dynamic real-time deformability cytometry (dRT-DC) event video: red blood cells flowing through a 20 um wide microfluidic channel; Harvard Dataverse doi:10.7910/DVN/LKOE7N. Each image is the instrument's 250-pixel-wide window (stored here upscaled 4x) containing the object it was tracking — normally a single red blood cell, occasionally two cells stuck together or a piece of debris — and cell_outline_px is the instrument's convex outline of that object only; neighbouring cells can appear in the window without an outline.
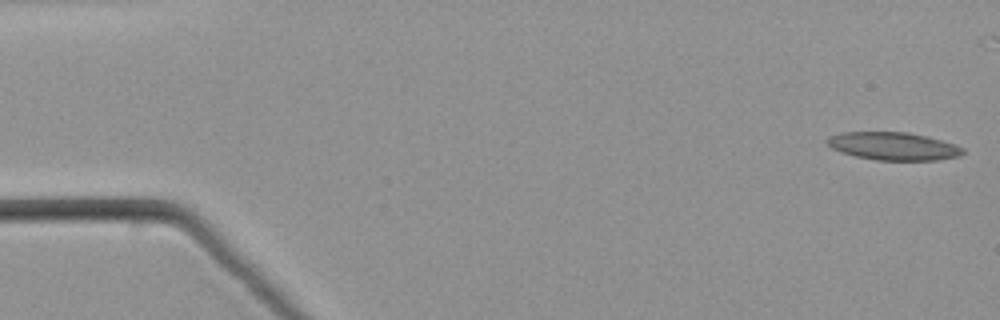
{"species": "common noctule bat (a hibernating species)", "species_latin": "Nyctalus noctula", "temperature_condition": "warm", "stored_images_in_passage": 41, "camera_frame_rate_fps": 3000, "um_per_image_px": 0.085, "animal": {"sex": "male", "body_mass_g": 21.5, "forearm_length_mm": 52.0}, "frame": {"image": 1, "passage_image": 1, "time_ms": 0.0, "image_size_px": [1000, 320], "cell_outline_px": [[964, 152], [960, 156], [936, 160], [876, 160], [856, 156], [840, 152], [832, 148], [824, 140], [828, 136], [840, 132], [904, 132], [924, 136], [956, 144], [964, 148]], "centroid_in_image_um": [75.9, 12.42], "position_along_channel_um": 9.1, "area_um2": 22.02}}
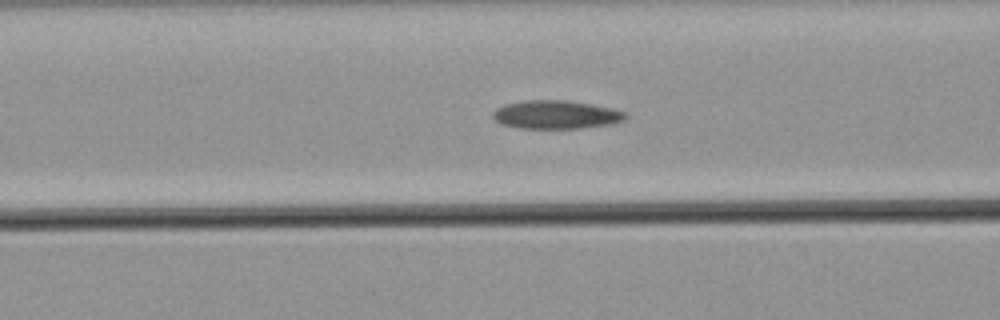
{"frame": {"image": 2, "passage_image": 21, "time_ms": 6.667, "image_size_px": [1000, 320], "cell_outline_px": [[628, 116], [624, 120], [612, 124], [580, 128], [516, 128], [500, 124], [492, 116], [492, 112], [496, 108], [504, 104], [524, 100], [564, 100], [612, 108], [624, 112]], "centroid_in_image_um": [47.22, 9.75], "position_along_channel_um": 119.4, "area_um2": 21.96}}
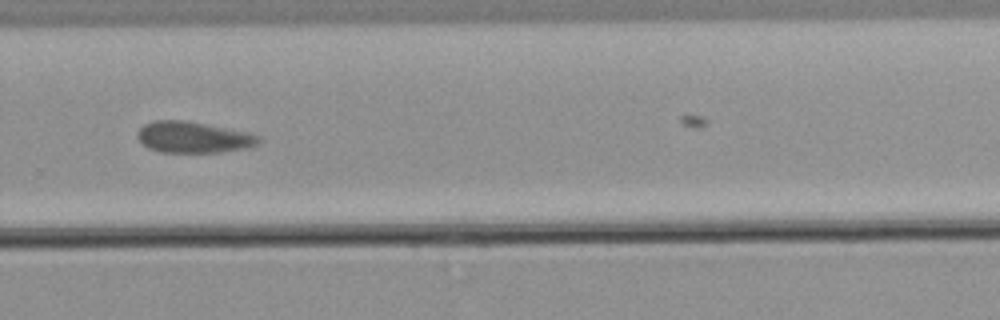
{"frame": {"image": 3, "passage_image": 36, "time_ms": 11.667, "image_size_px": [1000, 320], "cell_outline_px": [[260, 140], [256, 144], [244, 148], [220, 152], [160, 152], [148, 148], [136, 136], [136, 132], [144, 124], [152, 120], [184, 120], [248, 132], [260, 136]], "centroid_in_image_um": [16.38, 11.66], "position_along_channel_um": 313.4, "area_um2": 21.91}}